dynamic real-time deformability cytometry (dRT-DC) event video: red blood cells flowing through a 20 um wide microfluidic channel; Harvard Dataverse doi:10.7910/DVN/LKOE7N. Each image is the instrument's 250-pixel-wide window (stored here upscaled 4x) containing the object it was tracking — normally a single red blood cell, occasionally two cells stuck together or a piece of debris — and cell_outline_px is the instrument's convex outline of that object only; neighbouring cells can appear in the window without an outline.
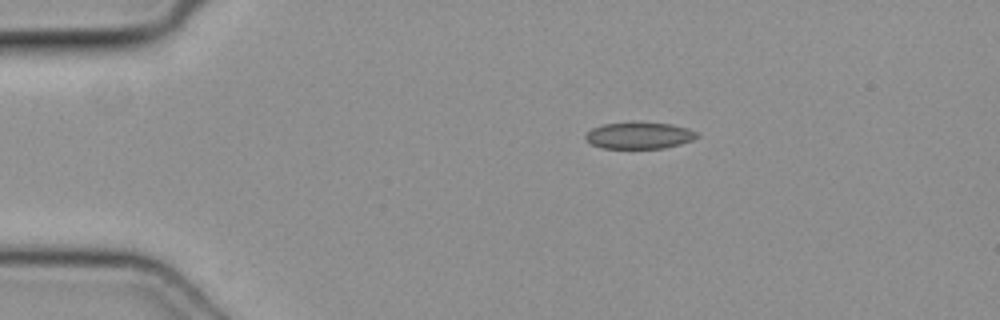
{"species": "common noctule bat (a hibernating species)", "species_latin": "Nyctalus noctula", "temperature_condition": "cold", "stored_images_in_passage": 40, "camera_frame_rate_fps": 3000, "um_per_image_px": 0.085, "animal": {"sex": "female", "body_mass_g": 19.3, "forearm_length_mm": 54.1}, "frame": {"image": 1, "passage_image": 1, "time_ms": 0.0, "image_size_px": [1000, 320], "cell_outline_px": [[700, 136], [692, 140], [680, 144], [664, 148], [604, 148], [592, 144], [584, 136], [592, 128], [604, 124], [672, 124], [688, 128], [696, 132]], "centroid_in_image_um": [54.37, 11.54], "position_along_channel_um": 30.6, "area_um2": 16.65}}
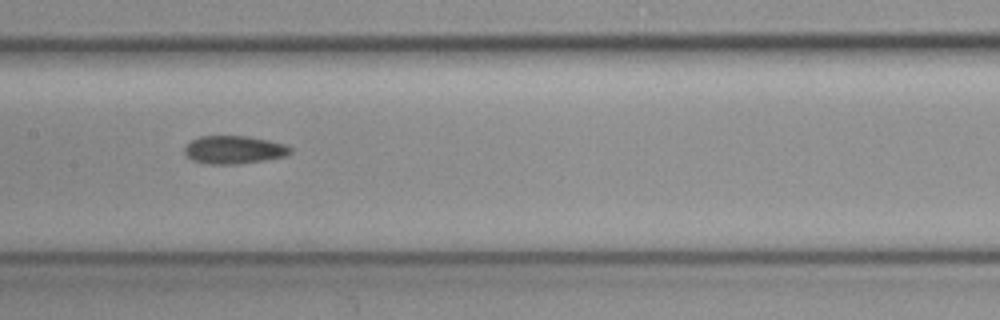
{"frame": {"image": 2, "passage_image": 16, "time_ms": 5.0, "image_size_px": [1000, 320], "cell_outline_px": [[292, 152], [284, 156], [264, 160], [236, 164], [212, 164], [192, 160], [184, 152], [184, 148], [192, 140], [200, 136], [248, 136], [268, 140], [284, 144], [292, 148]], "centroid_in_image_um": [19.89, 12.72], "position_along_channel_um": 187.5, "area_um2": 17.11}}
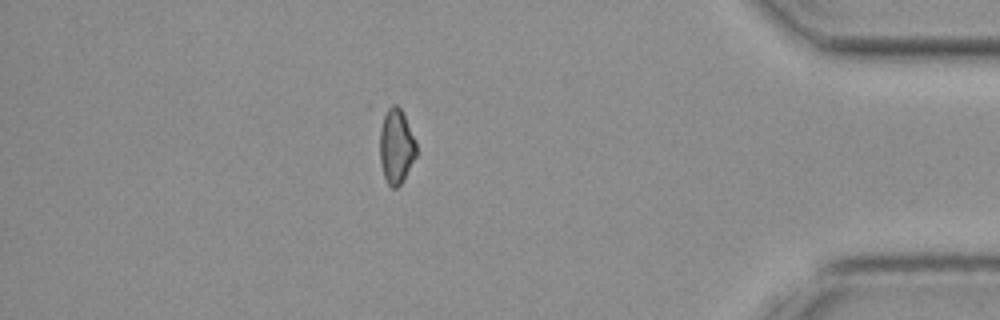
{"frame": {"image": 3, "passage_image": 34, "time_ms": 11.0, "image_size_px": [1000, 320], "cell_outline_px": [[416, 156], [400, 184], [396, 188], [392, 188], [388, 184], [384, 176], [380, 160], [380, 128], [384, 108], [392, 104], [396, 104], [400, 108], [416, 140]], "centroid_in_image_um": [33.66, 12.37], "position_along_channel_um": 401.5, "area_um2": 15.95}}